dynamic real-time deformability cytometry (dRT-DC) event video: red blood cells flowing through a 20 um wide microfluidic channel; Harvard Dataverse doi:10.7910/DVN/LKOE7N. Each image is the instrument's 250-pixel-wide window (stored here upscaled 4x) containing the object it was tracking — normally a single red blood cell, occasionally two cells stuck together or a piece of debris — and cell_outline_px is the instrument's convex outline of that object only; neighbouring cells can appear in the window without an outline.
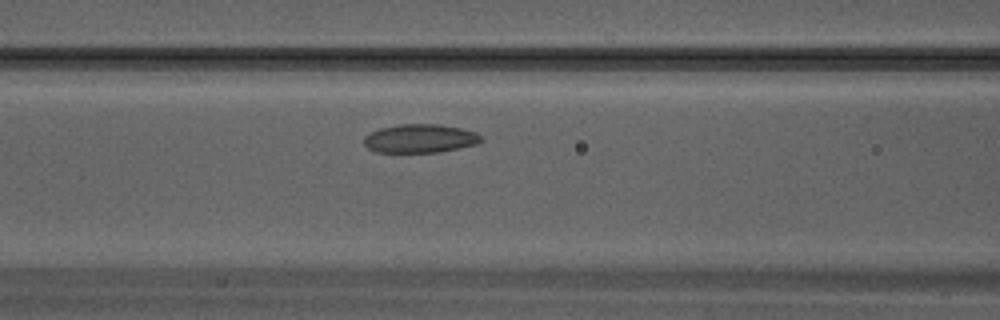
{"species": "Egyptian fruit bat (a non-hibernating species)", "species_latin": "Rousettus aegyptiacus", "temperature_condition": "warm", "stored_images_in_passage": 9, "camera_frame_rate_fps": 3000, "um_per_image_px": 0.085, "animal": {"sex": "male"}, "frame": {"image": 1, "passage_image": 8, "time_ms": 2.333, "image_size_px": [1000, 320], "cell_outline_px": [[484, 140], [476, 144], [460, 148], [436, 152], [376, 152], [368, 148], [364, 144], [364, 136], [380, 128], [400, 124], [440, 124], [460, 128], [476, 132]], "centroid_in_image_um": [35.71, 11.77], "position_along_channel_um": 130.9, "area_um2": 19.48}}